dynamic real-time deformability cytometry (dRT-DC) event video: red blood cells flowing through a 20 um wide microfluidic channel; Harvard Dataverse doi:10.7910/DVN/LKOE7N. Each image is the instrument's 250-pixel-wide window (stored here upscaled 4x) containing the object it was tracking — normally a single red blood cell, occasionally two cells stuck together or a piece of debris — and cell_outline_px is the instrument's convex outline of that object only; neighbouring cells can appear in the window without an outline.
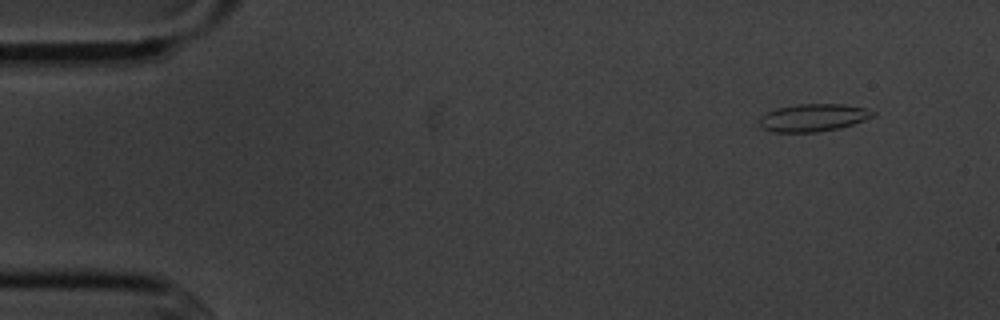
{"species": "common noctule bat (a hibernating species)", "species_latin": "Nyctalus noctula", "temperature_condition": "cold", "stored_images_in_passage": 5, "camera_frame_rate_fps": 3000, "um_per_image_px": 0.085, "animal": {"sex": "male", "body_mass_g": 20.1, "forearm_length_mm": 53.5}, "frame": {"image": 1, "passage_image": 1, "time_ms": 0.0, "image_size_px": [1000, 320], "cell_outline_px": [[876, 116], [840, 128], [816, 132], [772, 132], [760, 128], [760, 116], [776, 108], [796, 104], [844, 104], [864, 108], [876, 112]], "centroid_in_image_um": [69.11, 10.0], "position_along_channel_um": 15.9, "area_um2": 18.32}}